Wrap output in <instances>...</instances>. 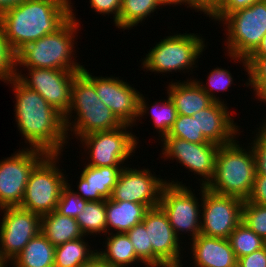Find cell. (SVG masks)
I'll list each match as a JSON object with an SVG mask.
<instances>
[{
  "mask_svg": "<svg viewBox=\"0 0 266 267\" xmlns=\"http://www.w3.org/2000/svg\"><path fill=\"white\" fill-rule=\"evenodd\" d=\"M7 84L15 93V122L25 144L47 154H62L68 144L63 115L16 77Z\"/></svg>",
  "mask_w": 266,
  "mask_h": 267,
  "instance_id": "obj_1",
  "label": "cell"
},
{
  "mask_svg": "<svg viewBox=\"0 0 266 267\" xmlns=\"http://www.w3.org/2000/svg\"><path fill=\"white\" fill-rule=\"evenodd\" d=\"M84 237L55 246L54 267H80L90 262L97 250L85 242Z\"/></svg>",
  "mask_w": 266,
  "mask_h": 267,
  "instance_id": "obj_28",
  "label": "cell"
},
{
  "mask_svg": "<svg viewBox=\"0 0 266 267\" xmlns=\"http://www.w3.org/2000/svg\"><path fill=\"white\" fill-rule=\"evenodd\" d=\"M60 155V156H59ZM61 154H47L32 170L20 208L40 216L56 210L67 176L59 169Z\"/></svg>",
  "mask_w": 266,
  "mask_h": 267,
  "instance_id": "obj_8",
  "label": "cell"
},
{
  "mask_svg": "<svg viewBox=\"0 0 266 267\" xmlns=\"http://www.w3.org/2000/svg\"><path fill=\"white\" fill-rule=\"evenodd\" d=\"M200 234L228 239L242 221L244 201L238 197L220 195L202 186Z\"/></svg>",
  "mask_w": 266,
  "mask_h": 267,
  "instance_id": "obj_12",
  "label": "cell"
},
{
  "mask_svg": "<svg viewBox=\"0 0 266 267\" xmlns=\"http://www.w3.org/2000/svg\"><path fill=\"white\" fill-rule=\"evenodd\" d=\"M260 0H222L221 3L207 16L219 23L230 13L247 8Z\"/></svg>",
  "mask_w": 266,
  "mask_h": 267,
  "instance_id": "obj_39",
  "label": "cell"
},
{
  "mask_svg": "<svg viewBox=\"0 0 266 267\" xmlns=\"http://www.w3.org/2000/svg\"><path fill=\"white\" fill-rule=\"evenodd\" d=\"M0 258L5 264L23 250L26 244L41 232V216L20 207L1 208Z\"/></svg>",
  "mask_w": 266,
  "mask_h": 267,
  "instance_id": "obj_13",
  "label": "cell"
},
{
  "mask_svg": "<svg viewBox=\"0 0 266 267\" xmlns=\"http://www.w3.org/2000/svg\"><path fill=\"white\" fill-rule=\"evenodd\" d=\"M247 87H252L255 99L263 101L266 104V77H248L247 82H245ZM262 124H266V118Z\"/></svg>",
  "mask_w": 266,
  "mask_h": 267,
  "instance_id": "obj_44",
  "label": "cell"
},
{
  "mask_svg": "<svg viewBox=\"0 0 266 267\" xmlns=\"http://www.w3.org/2000/svg\"><path fill=\"white\" fill-rule=\"evenodd\" d=\"M246 60L248 77H266V55H250Z\"/></svg>",
  "mask_w": 266,
  "mask_h": 267,
  "instance_id": "obj_43",
  "label": "cell"
},
{
  "mask_svg": "<svg viewBox=\"0 0 266 267\" xmlns=\"http://www.w3.org/2000/svg\"><path fill=\"white\" fill-rule=\"evenodd\" d=\"M124 167H95L84 165L75 193L87 201L111 198L118 176Z\"/></svg>",
  "mask_w": 266,
  "mask_h": 267,
  "instance_id": "obj_21",
  "label": "cell"
},
{
  "mask_svg": "<svg viewBox=\"0 0 266 267\" xmlns=\"http://www.w3.org/2000/svg\"><path fill=\"white\" fill-rule=\"evenodd\" d=\"M242 222L266 241V206L244 200Z\"/></svg>",
  "mask_w": 266,
  "mask_h": 267,
  "instance_id": "obj_33",
  "label": "cell"
},
{
  "mask_svg": "<svg viewBox=\"0 0 266 267\" xmlns=\"http://www.w3.org/2000/svg\"><path fill=\"white\" fill-rule=\"evenodd\" d=\"M237 138L218 148L213 178L205 186L208 190L247 200L252 192L256 162L252 147L238 144ZM241 146V147H240Z\"/></svg>",
  "mask_w": 266,
  "mask_h": 267,
  "instance_id": "obj_5",
  "label": "cell"
},
{
  "mask_svg": "<svg viewBox=\"0 0 266 267\" xmlns=\"http://www.w3.org/2000/svg\"><path fill=\"white\" fill-rule=\"evenodd\" d=\"M159 2H160V4L161 5H163L164 7L166 6V5H169V6H173V4L176 6V5H188L187 6V8L189 7L190 9L192 8V9H194L195 10V12H196V10H197V12H199L200 11V13L201 12H203L195 3H194V1L193 0H158Z\"/></svg>",
  "mask_w": 266,
  "mask_h": 267,
  "instance_id": "obj_46",
  "label": "cell"
},
{
  "mask_svg": "<svg viewBox=\"0 0 266 267\" xmlns=\"http://www.w3.org/2000/svg\"><path fill=\"white\" fill-rule=\"evenodd\" d=\"M133 244L137 258L145 267H152V245L149 244L148 232L143 222L138 223L126 232Z\"/></svg>",
  "mask_w": 266,
  "mask_h": 267,
  "instance_id": "obj_34",
  "label": "cell"
},
{
  "mask_svg": "<svg viewBox=\"0 0 266 267\" xmlns=\"http://www.w3.org/2000/svg\"><path fill=\"white\" fill-rule=\"evenodd\" d=\"M206 79L208 82L207 85H204L203 82L197 80L199 86L204 90V92L209 95L214 101L216 102H223L224 100L220 99L219 96L215 95L216 92H222L229 90L228 88L233 84V77L232 74L227 69H223L220 67H216L211 72H209ZM214 92V93H213Z\"/></svg>",
  "mask_w": 266,
  "mask_h": 267,
  "instance_id": "obj_35",
  "label": "cell"
},
{
  "mask_svg": "<svg viewBox=\"0 0 266 267\" xmlns=\"http://www.w3.org/2000/svg\"><path fill=\"white\" fill-rule=\"evenodd\" d=\"M123 124L111 131L94 132L78 138L88 152L86 165L95 167H125L126 160L135 153L139 139ZM138 140V141H137ZM91 159V160H90ZM123 165V166H122Z\"/></svg>",
  "mask_w": 266,
  "mask_h": 267,
  "instance_id": "obj_10",
  "label": "cell"
},
{
  "mask_svg": "<svg viewBox=\"0 0 266 267\" xmlns=\"http://www.w3.org/2000/svg\"><path fill=\"white\" fill-rule=\"evenodd\" d=\"M220 23L227 32V55L234 62L242 63L248 72L247 58L260 45L266 35V0H260L247 8L228 14ZM228 36V37H227ZM237 60V61H236Z\"/></svg>",
  "mask_w": 266,
  "mask_h": 267,
  "instance_id": "obj_6",
  "label": "cell"
},
{
  "mask_svg": "<svg viewBox=\"0 0 266 267\" xmlns=\"http://www.w3.org/2000/svg\"><path fill=\"white\" fill-rule=\"evenodd\" d=\"M92 10L101 15H113V22L118 19L121 9V0H89Z\"/></svg>",
  "mask_w": 266,
  "mask_h": 267,
  "instance_id": "obj_40",
  "label": "cell"
},
{
  "mask_svg": "<svg viewBox=\"0 0 266 267\" xmlns=\"http://www.w3.org/2000/svg\"><path fill=\"white\" fill-rule=\"evenodd\" d=\"M71 11L54 0H24L0 14V24L11 50L54 33L69 18Z\"/></svg>",
  "mask_w": 266,
  "mask_h": 267,
  "instance_id": "obj_2",
  "label": "cell"
},
{
  "mask_svg": "<svg viewBox=\"0 0 266 267\" xmlns=\"http://www.w3.org/2000/svg\"><path fill=\"white\" fill-rule=\"evenodd\" d=\"M71 113H75V116ZM63 119L68 140V136L72 134L78 140V137L94 132L115 130L123 125L100 100L95 86L81 72L72 83L70 109Z\"/></svg>",
  "mask_w": 266,
  "mask_h": 267,
  "instance_id": "obj_4",
  "label": "cell"
},
{
  "mask_svg": "<svg viewBox=\"0 0 266 267\" xmlns=\"http://www.w3.org/2000/svg\"><path fill=\"white\" fill-rule=\"evenodd\" d=\"M226 105L214 101L209 107L192 115L197 118L198 129L203 136L219 146L230 144L240 136L239 126L234 122V117Z\"/></svg>",
  "mask_w": 266,
  "mask_h": 267,
  "instance_id": "obj_19",
  "label": "cell"
},
{
  "mask_svg": "<svg viewBox=\"0 0 266 267\" xmlns=\"http://www.w3.org/2000/svg\"><path fill=\"white\" fill-rule=\"evenodd\" d=\"M147 210L148 208L143 204L106 199L107 234L114 231H116L115 233H126L143 221Z\"/></svg>",
  "mask_w": 266,
  "mask_h": 267,
  "instance_id": "obj_23",
  "label": "cell"
},
{
  "mask_svg": "<svg viewBox=\"0 0 266 267\" xmlns=\"http://www.w3.org/2000/svg\"><path fill=\"white\" fill-rule=\"evenodd\" d=\"M103 247L106 248L97 250V255L109 267H129L131 264L141 263L126 233H109Z\"/></svg>",
  "mask_w": 266,
  "mask_h": 267,
  "instance_id": "obj_25",
  "label": "cell"
},
{
  "mask_svg": "<svg viewBox=\"0 0 266 267\" xmlns=\"http://www.w3.org/2000/svg\"><path fill=\"white\" fill-rule=\"evenodd\" d=\"M152 174L149 168L121 170L111 198L114 201H130L145 205L148 209L159 206L161 193L167 180Z\"/></svg>",
  "mask_w": 266,
  "mask_h": 267,
  "instance_id": "obj_18",
  "label": "cell"
},
{
  "mask_svg": "<svg viewBox=\"0 0 266 267\" xmlns=\"http://www.w3.org/2000/svg\"><path fill=\"white\" fill-rule=\"evenodd\" d=\"M251 145L256 162V175L266 176V124H260ZM261 129V130H260Z\"/></svg>",
  "mask_w": 266,
  "mask_h": 267,
  "instance_id": "obj_38",
  "label": "cell"
},
{
  "mask_svg": "<svg viewBox=\"0 0 266 267\" xmlns=\"http://www.w3.org/2000/svg\"><path fill=\"white\" fill-rule=\"evenodd\" d=\"M5 263L0 258V267H4Z\"/></svg>",
  "mask_w": 266,
  "mask_h": 267,
  "instance_id": "obj_51",
  "label": "cell"
},
{
  "mask_svg": "<svg viewBox=\"0 0 266 267\" xmlns=\"http://www.w3.org/2000/svg\"><path fill=\"white\" fill-rule=\"evenodd\" d=\"M145 99L143 94H141L139 98L138 121L136 122L138 123L141 120L140 118H143L145 114H150L149 116H151V119L153 120L154 127L157 129L156 132L159 134L158 137L159 139H162L169 133L176 120V107L169 96H167V99H164L162 103V100H160V102H154L151 107Z\"/></svg>",
  "mask_w": 266,
  "mask_h": 267,
  "instance_id": "obj_27",
  "label": "cell"
},
{
  "mask_svg": "<svg viewBox=\"0 0 266 267\" xmlns=\"http://www.w3.org/2000/svg\"><path fill=\"white\" fill-rule=\"evenodd\" d=\"M195 267H237V257L228 239L199 234L191 240Z\"/></svg>",
  "mask_w": 266,
  "mask_h": 267,
  "instance_id": "obj_20",
  "label": "cell"
},
{
  "mask_svg": "<svg viewBox=\"0 0 266 267\" xmlns=\"http://www.w3.org/2000/svg\"><path fill=\"white\" fill-rule=\"evenodd\" d=\"M163 138H180L197 144L209 142L199 131L197 118L185 115H177L169 133Z\"/></svg>",
  "mask_w": 266,
  "mask_h": 267,
  "instance_id": "obj_32",
  "label": "cell"
},
{
  "mask_svg": "<svg viewBox=\"0 0 266 267\" xmlns=\"http://www.w3.org/2000/svg\"><path fill=\"white\" fill-rule=\"evenodd\" d=\"M46 155L27 146L0 160V209L20 207L29 176Z\"/></svg>",
  "mask_w": 266,
  "mask_h": 267,
  "instance_id": "obj_11",
  "label": "cell"
},
{
  "mask_svg": "<svg viewBox=\"0 0 266 267\" xmlns=\"http://www.w3.org/2000/svg\"><path fill=\"white\" fill-rule=\"evenodd\" d=\"M94 86L100 100L126 125L135 126L141 93L119 77L93 76L84 67L81 72Z\"/></svg>",
  "mask_w": 266,
  "mask_h": 267,
  "instance_id": "obj_15",
  "label": "cell"
},
{
  "mask_svg": "<svg viewBox=\"0 0 266 267\" xmlns=\"http://www.w3.org/2000/svg\"><path fill=\"white\" fill-rule=\"evenodd\" d=\"M24 0H0V14L7 9L17 6Z\"/></svg>",
  "mask_w": 266,
  "mask_h": 267,
  "instance_id": "obj_47",
  "label": "cell"
},
{
  "mask_svg": "<svg viewBox=\"0 0 266 267\" xmlns=\"http://www.w3.org/2000/svg\"><path fill=\"white\" fill-rule=\"evenodd\" d=\"M86 203L87 200L77 195L67 180V185L62 189L57 203L56 211L64 216L76 218L83 211Z\"/></svg>",
  "mask_w": 266,
  "mask_h": 267,
  "instance_id": "obj_36",
  "label": "cell"
},
{
  "mask_svg": "<svg viewBox=\"0 0 266 267\" xmlns=\"http://www.w3.org/2000/svg\"><path fill=\"white\" fill-rule=\"evenodd\" d=\"M176 180L167 181L161 193L159 206L167 215L175 235L178 237L179 234L187 232L192 237L190 240H193L201 231L202 201L198 200L202 199V186H200L201 198H198L191 187Z\"/></svg>",
  "mask_w": 266,
  "mask_h": 267,
  "instance_id": "obj_9",
  "label": "cell"
},
{
  "mask_svg": "<svg viewBox=\"0 0 266 267\" xmlns=\"http://www.w3.org/2000/svg\"><path fill=\"white\" fill-rule=\"evenodd\" d=\"M72 10L71 17L54 33L24 45L15 53V68H44L82 72L84 66L75 61V37L80 22ZM78 29V30H77ZM77 33V34H76ZM75 42V43H74ZM72 58H74L72 60Z\"/></svg>",
  "mask_w": 266,
  "mask_h": 267,
  "instance_id": "obj_3",
  "label": "cell"
},
{
  "mask_svg": "<svg viewBox=\"0 0 266 267\" xmlns=\"http://www.w3.org/2000/svg\"><path fill=\"white\" fill-rule=\"evenodd\" d=\"M14 77H16L15 53L11 50L0 24V80L7 83Z\"/></svg>",
  "mask_w": 266,
  "mask_h": 267,
  "instance_id": "obj_37",
  "label": "cell"
},
{
  "mask_svg": "<svg viewBox=\"0 0 266 267\" xmlns=\"http://www.w3.org/2000/svg\"><path fill=\"white\" fill-rule=\"evenodd\" d=\"M251 55H266V35L262 38L260 45Z\"/></svg>",
  "mask_w": 266,
  "mask_h": 267,
  "instance_id": "obj_49",
  "label": "cell"
},
{
  "mask_svg": "<svg viewBox=\"0 0 266 267\" xmlns=\"http://www.w3.org/2000/svg\"><path fill=\"white\" fill-rule=\"evenodd\" d=\"M16 70V78L27 88L39 93L63 116L70 109L71 87L80 72L58 69L27 68V75ZM29 71V72H28ZM26 75V76H25Z\"/></svg>",
  "mask_w": 266,
  "mask_h": 267,
  "instance_id": "obj_14",
  "label": "cell"
},
{
  "mask_svg": "<svg viewBox=\"0 0 266 267\" xmlns=\"http://www.w3.org/2000/svg\"><path fill=\"white\" fill-rule=\"evenodd\" d=\"M237 267H266V245L251 254L238 258Z\"/></svg>",
  "mask_w": 266,
  "mask_h": 267,
  "instance_id": "obj_41",
  "label": "cell"
},
{
  "mask_svg": "<svg viewBox=\"0 0 266 267\" xmlns=\"http://www.w3.org/2000/svg\"><path fill=\"white\" fill-rule=\"evenodd\" d=\"M205 39L194 33H177L160 39L142 59V68L150 72L167 73L192 71L197 58L205 51Z\"/></svg>",
  "mask_w": 266,
  "mask_h": 267,
  "instance_id": "obj_7",
  "label": "cell"
},
{
  "mask_svg": "<svg viewBox=\"0 0 266 267\" xmlns=\"http://www.w3.org/2000/svg\"><path fill=\"white\" fill-rule=\"evenodd\" d=\"M228 240L237 259L251 254L266 245V241L252 231L242 221L229 235Z\"/></svg>",
  "mask_w": 266,
  "mask_h": 267,
  "instance_id": "obj_31",
  "label": "cell"
},
{
  "mask_svg": "<svg viewBox=\"0 0 266 267\" xmlns=\"http://www.w3.org/2000/svg\"><path fill=\"white\" fill-rule=\"evenodd\" d=\"M80 267H109L98 255H96L90 262L81 265Z\"/></svg>",
  "mask_w": 266,
  "mask_h": 267,
  "instance_id": "obj_48",
  "label": "cell"
},
{
  "mask_svg": "<svg viewBox=\"0 0 266 267\" xmlns=\"http://www.w3.org/2000/svg\"><path fill=\"white\" fill-rule=\"evenodd\" d=\"M160 6L162 8L158 0H121L120 14L114 24L123 31L134 29L157 9H161Z\"/></svg>",
  "mask_w": 266,
  "mask_h": 267,
  "instance_id": "obj_29",
  "label": "cell"
},
{
  "mask_svg": "<svg viewBox=\"0 0 266 267\" xmlns=\"http://www.w3.org/2000/svg\"><path fill=\"white\" fill-rule=\"evenodd\" d=\"M160 140L163 154L161 157L170 160L176 159L189 172H194V175L202 177L199 182L201 186H206L213 178L219 145L212 142L191 143L180 138H162Z\"/></svg>",
  "mask_w": 266,
  "mask_h": 267,
  "instance_id": "obj_16",
  "label": "cell"
},
{
  "mask_svg": "<svg viewBox=\"0 0 266 267\" xmlns=\"http://www.w3.org/2000/svg\"><path fill=\"white\" fill-rule=\"evenodd\" d=\"M152 245V267H182L180 236L177 237L160 206L149 208L142 221Z\"/></svg>",
  "mask_w": 266,
  "mask_h": 267,
  "instance_id": "obj_17",
  "label": "cell"
},
{
  "mask_svg": "<svg viewBox=\"0 0 266 267\" xmlns=\"http://www.w3.org/2000/svg\"><path fill=\"white\" fill-rule=\"evenodd\" d=\"M194 3L204 12L205 15H209L222 0H193Z\"/></svg>",
  "mask_w": 266,
  "mask_h": 267,
  "instance_id": "obj_45",
  "label": "cell"
},
{
  "mask_svg": "<svg viewBox=\"0 0 266 267\" xmlns=\"http://www.w3.org/2000/svg\"><path fill=\"white\" fill-rule=\"evenodd\" d=\"M55 246L39 232L10 262L13 267H54Z\"/></svg>",
  "mask_w": 266,
  "mask_h": 267,
  "instance_id": "obj_26",
  "label": "cell"
},
{
  "mask_svg": "<svg viewBox=\"0 0 266 267\" xmlns=\"http://www.w3.org/2000/svg\"><path fill=\"white\" fill-rule=\"evenodd\" d=\"M249 202L266 206V176L256 175Z\"/></svg>",
  "mask_w": 266,
  "mask_h": 267,
  "instance_id": "obj_42",
  "label": "cell"
},
{
  "mask_svg": "<svg viewBox=\"0 0 266 267\" xmlns=\"http://www.w3.org/2000/svg\"><path fill=\"white\" fill-rule=\"evenodd\" d=\"M54 1H56V2H58V3H60V4H62V5H64L65 7H67L71 12H72V8H74V7H72L73 6V4H72V2H71V0H54ZM72 4V5H71Z\"/></svg>",
  "mask_w": 266,
  "mask_h": 267,
  "instance_id": "obj_50",
  "label": "cell"
},
{
  "mask_svg": "<svg viewBox=\"0 0 266 267\" xmlns=\"http://www.w3.org/2000/svg\"><path fill=\"white\" fill-rule=\"evenodd\" d=\"M192 79L188 78L182 82L171 81L166 87L167 94L176 107L177 115L192 116L214 102L193 77Z\"/></svg>",
  "mask_w": 266,
  "mask_h": 267,
  "instance_id": "obj_22",
  "label": "cell"
},
{
  "mask_svg": "<svg viewBox=\"0 0 266 267\" xmlns=\"http://www.w3.org/2000/svg\"><path fill=\"white\" fill-rule=\"evenodd\" d=\"M40 230L53 246L84 237L76 218L64 216L56 210L41 216Z\"/></svg>",
  "mask_w": 266,
  "mask_h": 267,
  "instance_id": "obj_24",
  "label": "cell"
},
{
  "mask_svg": "<svg viewBox=\"0 0 266 267\" xmlns=\"http://www.w3.org/2000/svg\"><path fill=\"white\" fill-rule=\"evenodd\" d=\"M84 236L107 235L106 200L87 201L83 211L76 217Z\"/></svg>",
  "mask_w": 266,
  "mask_h": 267,
  "instance_id": "obj_30",
  "label": "cell"
}]
</instances>
